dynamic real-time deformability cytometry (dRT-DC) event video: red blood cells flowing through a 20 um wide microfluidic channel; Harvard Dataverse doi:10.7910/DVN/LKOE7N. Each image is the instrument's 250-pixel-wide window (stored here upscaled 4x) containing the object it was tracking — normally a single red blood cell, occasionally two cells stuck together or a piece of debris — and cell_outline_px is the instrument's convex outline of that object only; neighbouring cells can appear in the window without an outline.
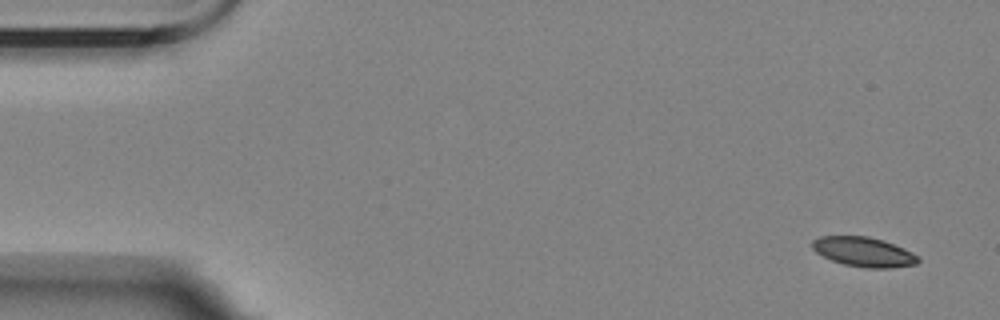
{"species": "Egyptian fruit bat (a non-hibernating species)", "species_latin": "Rousettus aegyptiacus", "temperature_condition": "room temperature", "stored_images_in_passage": 4, "camera_frame_rate_fps": 3000, "um_per_image_px": 0.085, "animal": {"sex": "female"}, "frame": {"image": 1, "passage_image": 1, "time_ms": 0.0, "image_size_px": [1000, 320], "cell_outline_px": [[920, 260], [916, 264], [888, 268], [868, 268], [844, 264], [832, 260], [816, 252], [812, 248], [812, 240], [820, 236], [868, 236], [884, 240], [904, 248], [912, 252]], "centroid_in_image_um": [73.41, 21.4], "position_along_channel_um": 11.6, "area_um2": 18.15}}
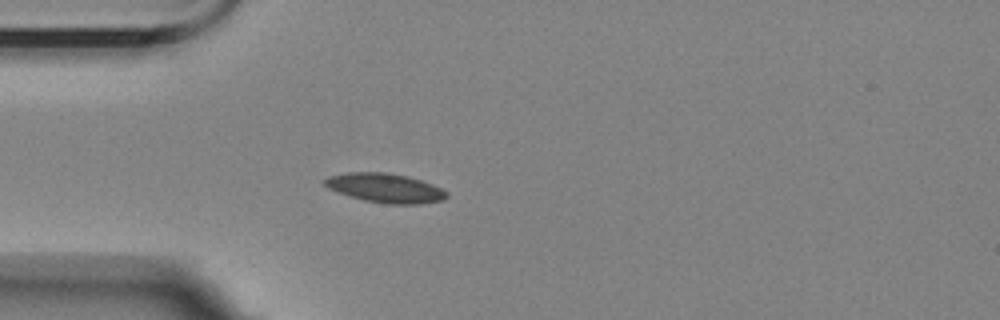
{"frame": {"image": 2, "passage_image": 4, "time_ms": 4.333, "image_size_px": [1000, 320], "cell_outline_px": [[448, 196], [444, 200], [420, 204], [384, 204], [364, 200], [328, 188], [324, 184], [324, 180], [328, 176], [348, 172], [384, 172], [408, 176], [432, 184], [448, 192]], "centroid_in_image_um": [32.77, 15.98], "position_along_channel_um": 52.2, "area_um2": 20.69}}